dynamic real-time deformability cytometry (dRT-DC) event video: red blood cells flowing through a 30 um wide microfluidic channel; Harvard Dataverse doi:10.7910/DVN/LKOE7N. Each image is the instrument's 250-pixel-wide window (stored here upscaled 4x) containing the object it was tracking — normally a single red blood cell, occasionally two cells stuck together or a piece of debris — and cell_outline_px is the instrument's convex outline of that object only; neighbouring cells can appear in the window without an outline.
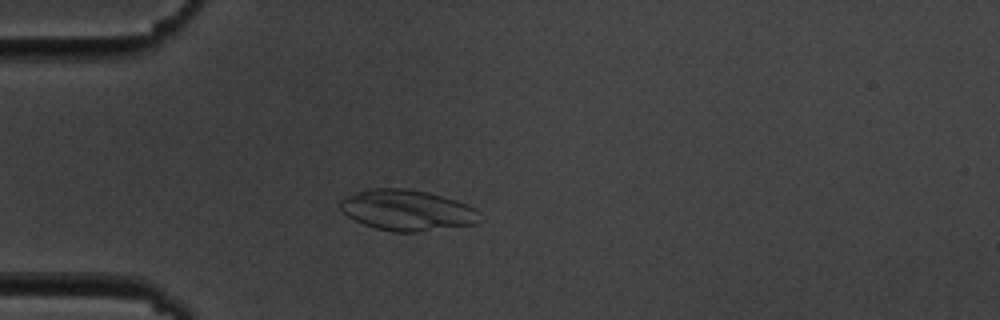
{"species": "common noctule bat (a hibernating species)", "species_latin": "Nyctalus noctula", "temperature_condition": "cold", "stored_images_in_passage": 4, "camera_frame_rate_fps": 3000, "um_per_image_px": 0.085, "animal": {"sex": "male", "body_mass_g": 19.5, "forearm_length_mm": 54.6}, "frame": {"image": 1, "passage_image": 4, "time_ms": 3.333, "image_size_px": [1000, 320], "cell_outline_px": [[484, 220], [480, 224], [420, 232], [392, 232], [376, 228], [364, 224], [348, 216], [340, 208], [340, 200], [356, 192], [368, 188], [408, 188], [428, 192], [456, 200], [480, 212]], "centroid_in_image_um": [34.67, 17.88], "position_along_channel_um": 50.3, "area_um2": 33.52}}